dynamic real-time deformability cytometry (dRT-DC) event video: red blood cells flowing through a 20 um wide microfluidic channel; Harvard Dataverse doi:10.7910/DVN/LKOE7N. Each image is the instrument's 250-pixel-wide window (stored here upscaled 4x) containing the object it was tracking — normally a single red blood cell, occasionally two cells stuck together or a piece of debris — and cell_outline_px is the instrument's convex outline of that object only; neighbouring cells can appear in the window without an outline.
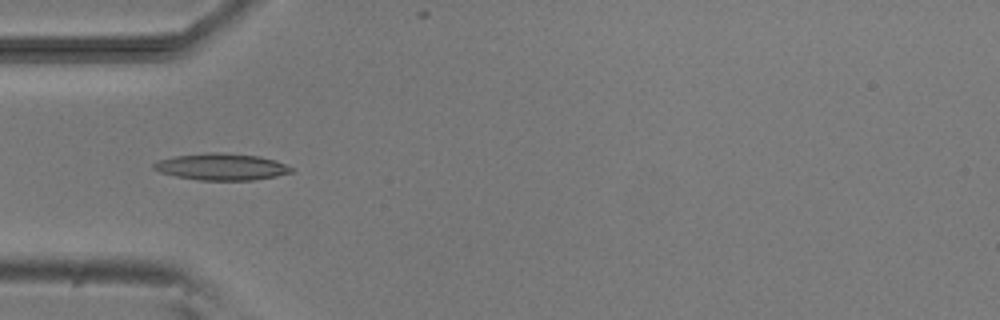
{"species": "common noctule bat (a hibernating species)", "species_latin": "Nyctalus noctula", "temperature_condition": "room temperature", "stored_images_in_passage": 3, "camera_frame_rate_fps": 3000, "um_per_image_px": 0.085, "animal": {"sex": "male", "body_mass_g": 20.5, "forearm_length_mm": 52.5}, "frame": {"image": 1, "passage_image": 1, "time_ms": 0.0, "image_size_px": [1000, 320], "cell_outline_px": [[296, 172], [276, 176], [252, 180], [196, 180], [176, 176], [160, 172], [152, 168], [152, 164], [156, 160], [176, 156], [204, 152], [216, 152], [260, 156], [276, 160], [296, 168]], "centroid_in_image_um": [18.86, 14.17], "position_along_channel_um": 66.1, "area_um2": 21.73}}
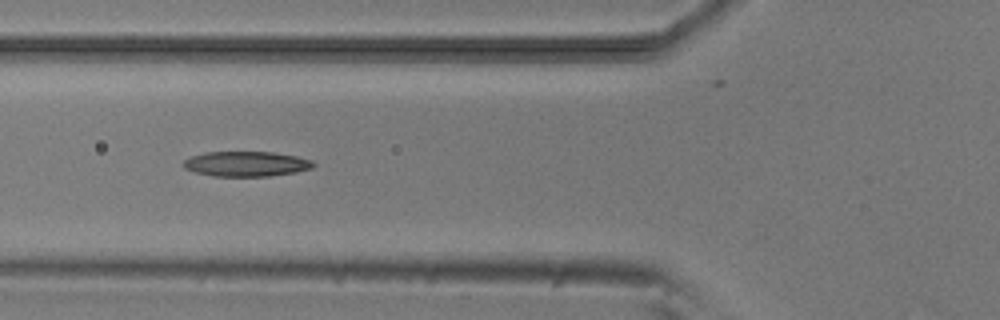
{"frame": {"image": 2, "passage_image": 2, "time_ms": 1.0, "image_size_px": [1000, 320], "cell_outline_px": [[316, 164], [312, 168], [296, 172], [272, 176], [212, 176], [196, 172], [184, 168], [184, 160], [192, 156], [208, 152], [272, 152], [296, 156], [312, 160]], "centroid_in_image_um": [20.97, 13.93], "position_along_channel_um": 104.8, "area_um2": 18.9}}
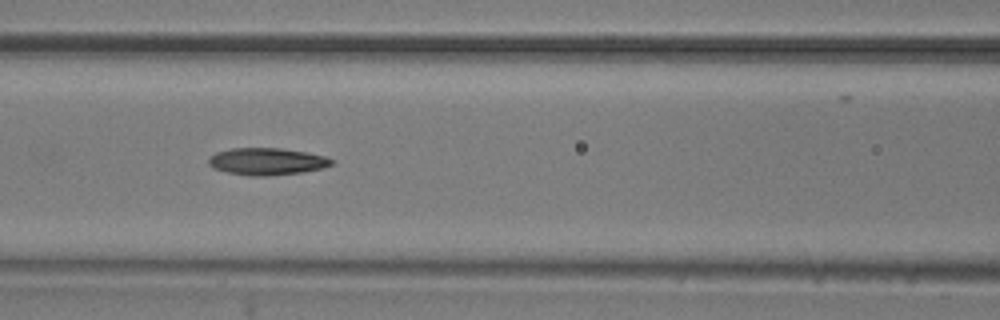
{"frame": {"image": 3, "passage_image": 3, "time_ms": 2.0, "image_size_px": [1000, 320], "cell_outline_px": [[332, 164], [324, 168], [304, 172], [268, 176], [248, 176], [228, 172], [212, 168], [208, 164], [208, 156], [216, 152], [232, 148], [280, 148], [304, 152], [324, 156], [332, 160]], "centroid_in_image_um": [22.64, 13.73], "position_along_channel_um": 144.0, "area_um2": 19.48}}